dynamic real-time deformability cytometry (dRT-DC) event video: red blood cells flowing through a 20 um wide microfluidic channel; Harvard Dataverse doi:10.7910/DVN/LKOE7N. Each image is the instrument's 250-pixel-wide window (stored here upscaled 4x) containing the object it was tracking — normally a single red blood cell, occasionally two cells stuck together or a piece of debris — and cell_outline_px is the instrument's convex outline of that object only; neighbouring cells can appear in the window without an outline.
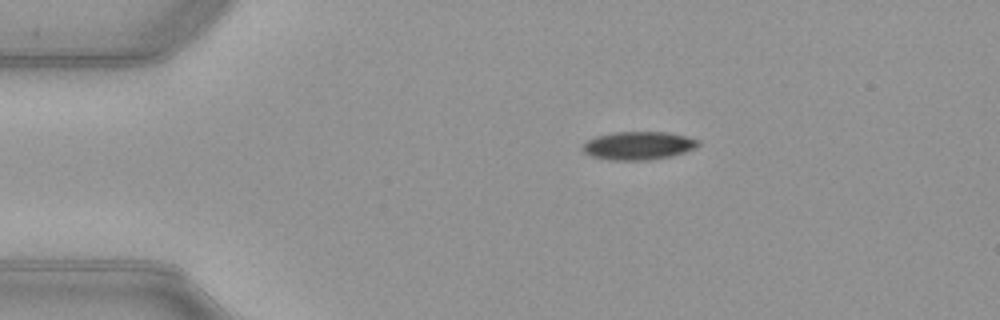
{"species": "common noctule bat (a hibernating species)", "species_latin": "Nyctalus noctula", "temperature_condition": "warm", "stored_images_in_passage": 43, "camera_frame_rate_fps": 3000, "um_per_image_px": 0.085, "animal": {"sex": "female", "body_mass_g": 21.9}, "frame": {"image": 1, "passage_image": 1, "time_ms": 0.0, "image_size_px": [1000, 320], "cell_outline_px": [[700, 144], [684, 152], [672, 156], [648, 160], [608, 160], [592, 156], [584, 152], [584, 144], [588, 140], [596, 136], [616, 132], [668, 132], [700, 140]], "centroid_in_image_um": [54.27, 12.38], "position_along_channel_um": 30.7, "area_um2": 18.79}}
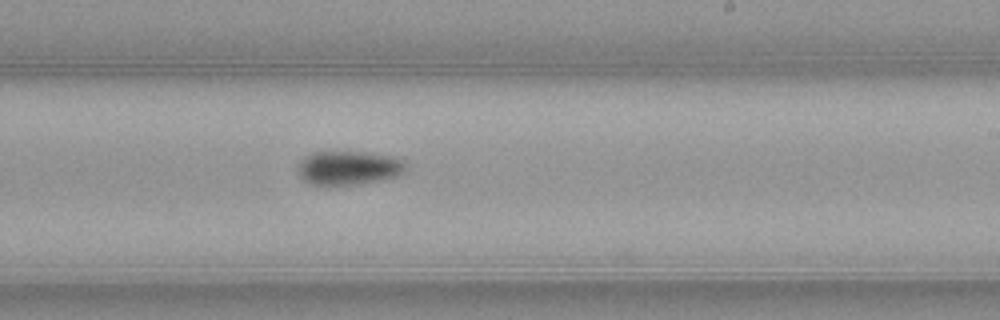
{"frame": {"image": 2, "passage_image": 22, "time_ms": 7.0, "image_size_px": [1000, 320], "cell_outline_px": [[408, 164], [404, 172], [400, 176], [384, 180], [360, 184], [328, 188], [308, 184], [296, 172], [296, 168], [300, 160], [304, 156], [312, 152], [364, 152], [392, 156], [404, 160]], "centroid_in_image_um": [29.6, 14.31], "position_along_channel_um": 259.4, "area_um2": 22.48}}
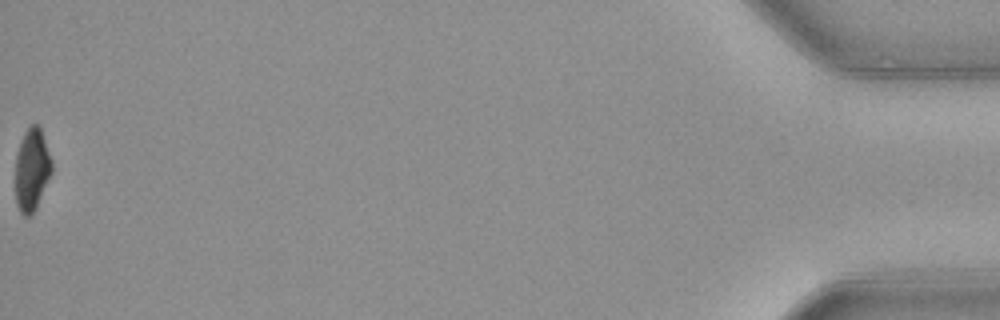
{"frame": {"image": 3, "passage_image": 43, "time_ms": 14.0, "image_size_px": [1000, 320], "cell_outline_px": [[52, 172], [36, 208], [28, 216], [24, 216], [20, 212], [16, 204], [16, 156], [24, 132], [32, 124], [36, 124], [40, 128], [52, 160]], "centroid_in_image_um": [2.71, 14.43], "position_along_channel_um": 432.5, "area_um2": 17.22}, "authors_computed_cell_mechanics": {"area_um2": 20.4612, "velocity_mm_per_s": 3.9973, "shape_relaxation_time_tau1_ms": 4.7456, "shape_relaxation_time_tau2_ms": null, "deformation_change_tau1": 0.143, "deformation_change_tau2": null}}